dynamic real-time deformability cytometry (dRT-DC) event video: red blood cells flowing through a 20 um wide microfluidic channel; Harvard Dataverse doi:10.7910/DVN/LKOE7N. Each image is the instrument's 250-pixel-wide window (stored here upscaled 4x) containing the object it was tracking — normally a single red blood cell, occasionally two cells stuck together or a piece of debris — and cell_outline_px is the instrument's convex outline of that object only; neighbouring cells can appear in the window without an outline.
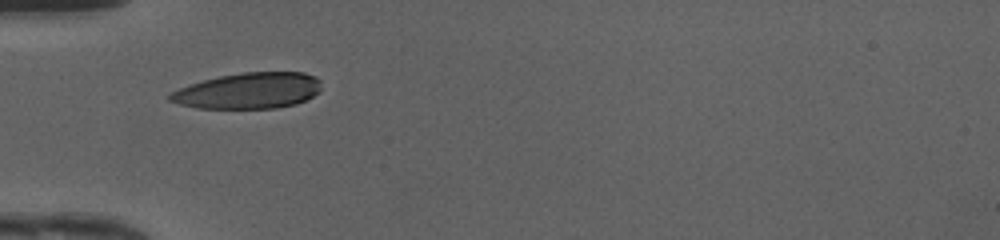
{"species": "human", "species_latin": "Homo sapiens", "temperature_condition": "cold", "stored_images_in_passage": 27, "camera_frame_rate_fps": 3000, "um_per_image_px": 0.085, "donor": {"sex": "female"}, "frame": {"image": 1, "passage_image": 1, "time_ms": 0.0, "image_size_px": [1000, 240], "cell_outline_px": [[320, 92], [296, 104], [276, 108], [196, 108], [180, 104], [168, 100], [168, 92], [188, 84], [220, 76], [244, 72], [304, 72], [316, 76], [320, 80]], "centroid_in_image_um": [21.1, 7.71], "position_along_channel_um": 63.9, "area_um2": 31.91}}
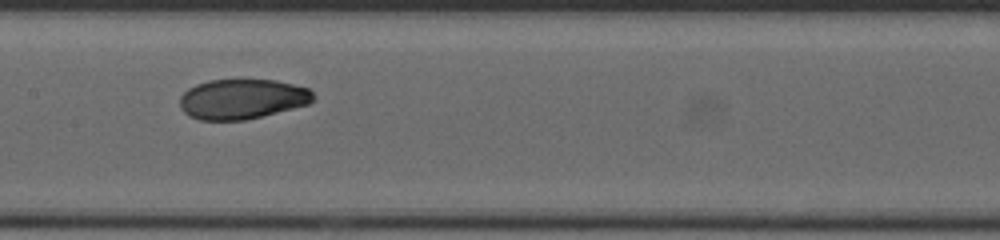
{"frame": {"image": 2, "passage_image": 10, "time_ms": 3.0, "image_size_px": [1000, 240], "cell_outline_px": [[316, 100], [308, 104], [244, 120], [200, 120], [188, 116], [180, 108], [180, 96], [188, 88], [196, 84], [208, 80], [276, 80], [308, 88], [312, 92]], "centroid_in_image_um": [20.55, 8.41], "position_along_channel_um": 186.8, "area_um2": 31.04}}
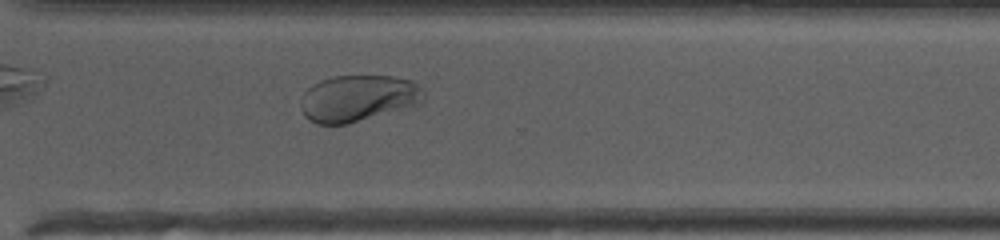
{"frame": {"image": 3, "passage_image": 21, "time_ms": 6.667, "image_size_px": [1000, 240], "cell_outline_px": [[424, 100], [416, 104], [348, 124], [316, 124], [308, 120], [304, 116], [300, 108], [300, 100], [304, 92], [312, 84], [320, 80], [332, 76], [392, 76], [412, 80], [424, 92]], "centroid_in_image_um": [30.37, 8.35], "position_along_channel_um": 340.2, "area_um2": 33.23}, "authors_computed_cell_mechanics": {"area_um2": 32.4258, "velocity_mm_per_s": 4.1985, "shape_relaxation_time_tau1_ms": 3.9397, "shape_relaxation_time_tau2_ms": 1.1864, "deformation_change_tau1": 0.1642, "deformation_change_tau2": 0.0404}}